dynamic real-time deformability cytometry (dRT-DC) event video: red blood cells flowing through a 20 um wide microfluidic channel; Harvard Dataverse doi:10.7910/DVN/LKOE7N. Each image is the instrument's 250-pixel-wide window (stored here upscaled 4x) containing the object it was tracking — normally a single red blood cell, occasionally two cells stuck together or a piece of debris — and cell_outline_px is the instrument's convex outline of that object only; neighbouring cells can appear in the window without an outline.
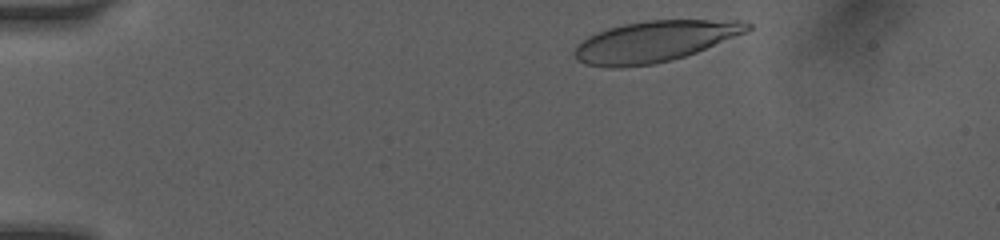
{"species": "human", "species_latin": "Homo sapiens", "temperature_condition": "room temperature", "stored_images_in_passage": 19, "camera_frame_rate_fps": 3000, "um_per_image_px": 0.085, "donor": {"sex": "female"}, "frame": {"image": 1, "passage_image": 2, "time_ms": 0.333, "image_size_px": [1000, 240], "cell_outline_px": [[752, 28], [748, 32], [696, 52], [672, 60], [652, 64], [620, 68], [612, 68], [584, 64], [576, 60], [576, 44], [588, 36], [608, 28], [624, 24], [648, 20], [744, 20], [752, 24]], "centroid_in_image_um": [55.67, 3.52], "position_along_channel_um": 29.3, "area_um2": 41.38}}
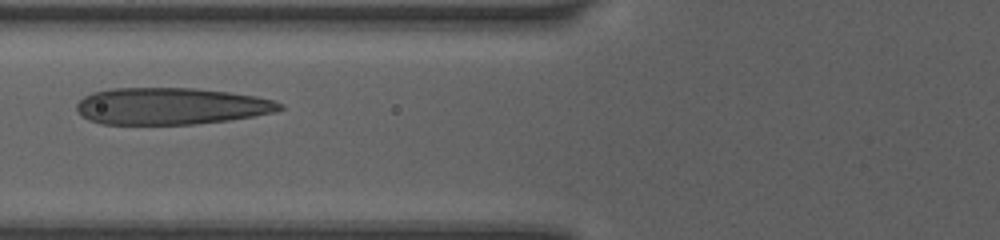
{"frame": {"image": 2, "passage_image": 12, "time_ms": 4.333, "image_size_px": [1000, 240], "cell_outline_px": [[284, 108], [276, 112], [228, 120], [192, 124], [104, 124], [88, 120], [80, 116], [76, 108], [76, 104], [84, 96], [92, 92], [112, 88], [192, 88], [232, 92], [256, 96], [272, 100], [284, 104]], "centroid_in_image_um": [14.52, 9.02], "position_along_channel_um": 111.3, "area_um2": 43.75}}
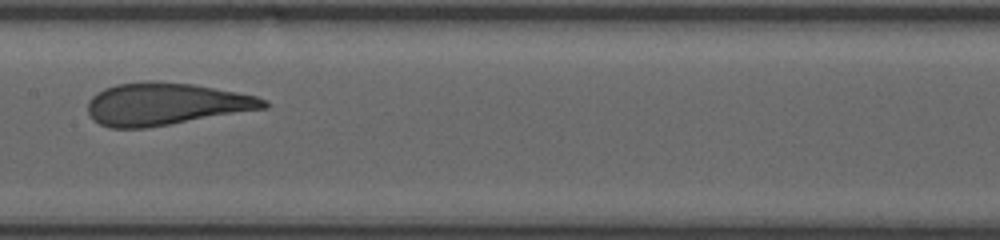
{"frame": {"image": 3, "passage_image": 17, "time_ms": 6.333, "image_size_px": [1000, 240], "cell_outline_px": [[268, 108], [148, 128], [108, 128], [92, 120], [88, 116], [88, 100], [96, 92], [104, 88], [116, 84], [144, 80], [156, 80], [192, 84], [236, 92], [256, 96], [268, 100]], "centroid_in_image_um": [14.05, 8.84], "position_along_channel_um": 193.4, "area_um2": 43.93}}